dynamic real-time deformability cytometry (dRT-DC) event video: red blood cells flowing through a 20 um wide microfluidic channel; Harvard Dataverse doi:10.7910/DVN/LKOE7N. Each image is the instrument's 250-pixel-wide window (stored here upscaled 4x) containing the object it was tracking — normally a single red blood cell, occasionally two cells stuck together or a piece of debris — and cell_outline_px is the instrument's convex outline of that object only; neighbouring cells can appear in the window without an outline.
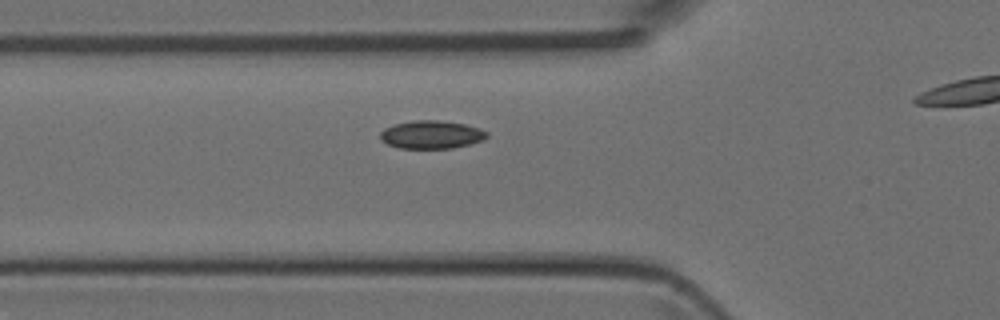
{"species": "Egyptian fruit bat (a non-hibernating species)", "species_latin": "Rousettus aegyptiacus", "temperature_condition": "room temperature", "stored_images_in_passage": 28, "camera_frame_rate_fps": 3000, "um_per_image_px": 0.085, "animal": {"sex": "female"}, "frame": {"image": 1, "passage_image": 6, "time_ms": 1.667, "image_size_px": [1000, 320], "cell_outline_px": [[488, 136], [480, 140], [468, 144], [452, 148], [400, 148], [388, 144], [380, 140], [380, 132], [384, 128], [396, 124], [412, 120], [436, 120], [464, 124], [480, 128], [488, 132]], "centroid_in_image_um": [36.64, 11.44], "position_along_channel_um": 89.2, "area_um2": 17.28}}
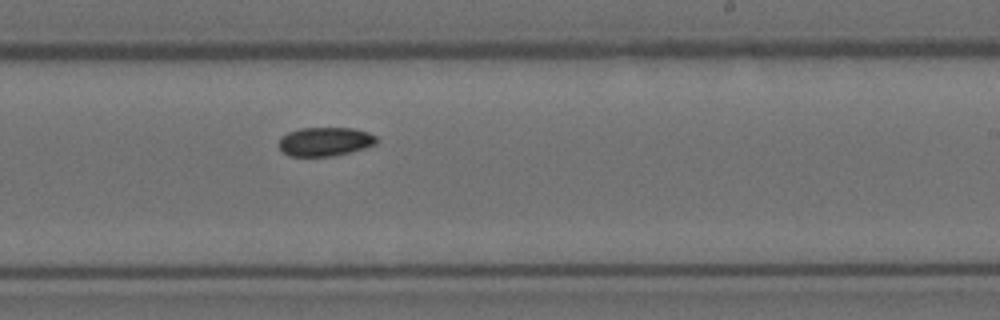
{"frame": {"image": 2, "passage_image": 18, "time_ms": 5.667, "image_size_px": [1000, 320], "cell_outline_px": [[376, 144], [352, 152], [332, 156], [288, 156], [276, 144], [280, 136], [288, 132], [300, 128], [352, 128], [368, 132], [376, 136]], "centroid_in_image_um": [27.59, 12.03], "position_along_channel_um": 261.4, "area_um2": 16.59}}
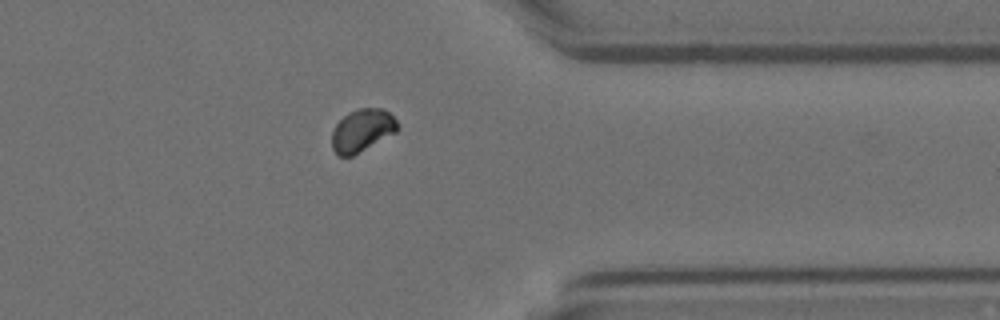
{"frame": {"image": 3, "passage_image": 27, "time_ms": 8.667, "image_size_px": [1000, 320], "cell_outline_px": [[400, 128], [396, 132], [352, 156], [340, 156], [332, 148], [332, 132], [336, 124], [348, 112], [360, 108], [384, 108], [400, 124]], "centroid_in_image_um": [30.8, 11.07], "position_along_channel_um": 380.6, "area_um2": 16.24}}